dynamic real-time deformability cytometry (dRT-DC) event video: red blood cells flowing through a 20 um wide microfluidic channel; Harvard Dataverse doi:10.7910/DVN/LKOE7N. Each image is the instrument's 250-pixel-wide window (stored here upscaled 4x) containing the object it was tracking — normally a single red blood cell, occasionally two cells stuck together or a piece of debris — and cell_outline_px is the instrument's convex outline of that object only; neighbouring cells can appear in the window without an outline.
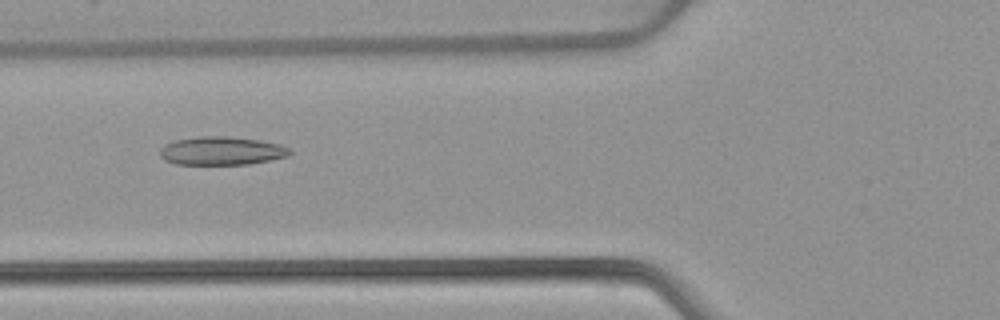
{"species": "common noctule bat (a hibernating species)", "species_latin": "Nyctalus noctula", "temperature_condition": "warm", "stored_images_in_passage": 52, "camera_frame_rate_fps": 3000, "um_per_image_px": 0.085, "animal": {"sex": "female", "body_mass_g": 22.7, "forearm_length_mm": 54.2}, "frame": {"image": 1, "passage_image": 20, "time_ms": 6.333, "image_size_px": [1000, 320], "cell_outline_px": [[292, 152], [288, 156], [248, 164], [176, 164], [164, 160], [160, 156], [160, 148], [164, 144], [176, 140], [200, 136], [228, 136], [260, 140], [280, 144], [288, 148]], "centroid_in_image_um": [18.81, 12.81], "position_along_channel_um": 107.0, "area_um2": 21.44}}
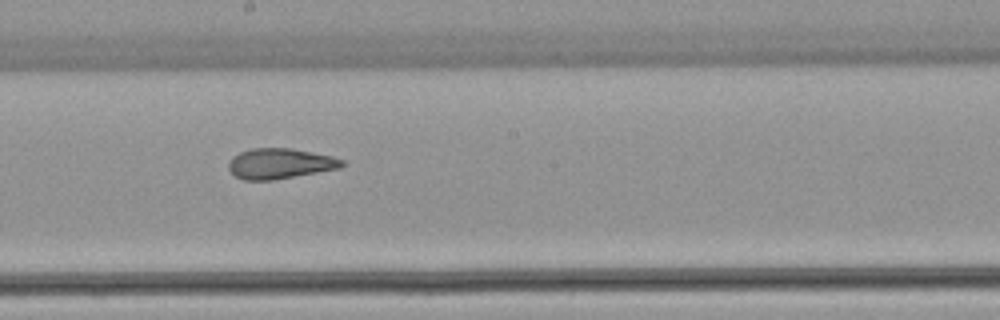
{"frame": {"image": 2, "passage_image": 29, "time_ms": 9.333, "image_size_px": [1000, 320], "cell_outline_px": [[344, 164], [340, 168], [272, 180], [244, 180], [236, 176], [228, 168], [228, 164], [232, 156], [240, 152], [252, 148], [292, 148], [332, 156], [344, 160]], "centroid_in_image_um": [23.79, 13.89], "position_along_channel_um": 224.4, "area_um2": 20.0}}
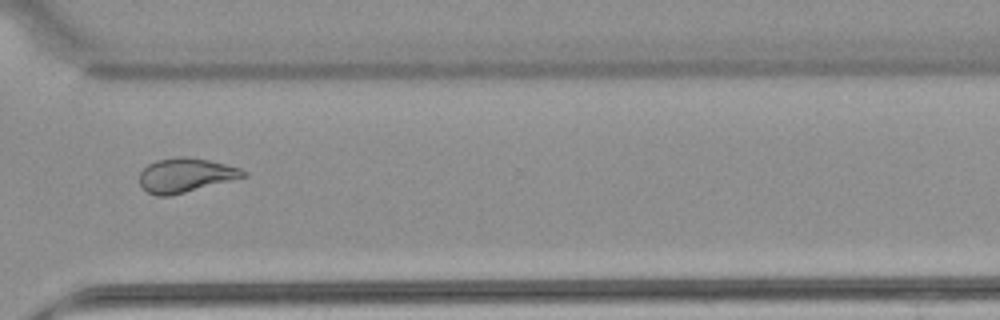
{"frame": {"image": 3, "passage_image": 39, "time_ms": 12.667, "image_size_px": [1000, 320], "cell_outline_px": [[248, 176], [168, 196], [156, 196], [148, 192], [140, 184], [140, 172], [148, 164], [156, 160], [176, 156], [188, 156], [208, 160], [240, 168], [248, 172]], "centroid_in_image_um": [15.77, 14.87], "position_along_channel_um": 354.8, "area_um2": 20.58}, "authors_computed_cell_mechanics": {"area_um2": 22.6287, "velocity_mm_per_s": 3.911, "shape_relaxation_time_tau1_ms": null, "shape_relaxation_time_tau2_ms": 1.9903, "deformation_change_tau1": null, "deformation_change_tau2": 0.0953}}